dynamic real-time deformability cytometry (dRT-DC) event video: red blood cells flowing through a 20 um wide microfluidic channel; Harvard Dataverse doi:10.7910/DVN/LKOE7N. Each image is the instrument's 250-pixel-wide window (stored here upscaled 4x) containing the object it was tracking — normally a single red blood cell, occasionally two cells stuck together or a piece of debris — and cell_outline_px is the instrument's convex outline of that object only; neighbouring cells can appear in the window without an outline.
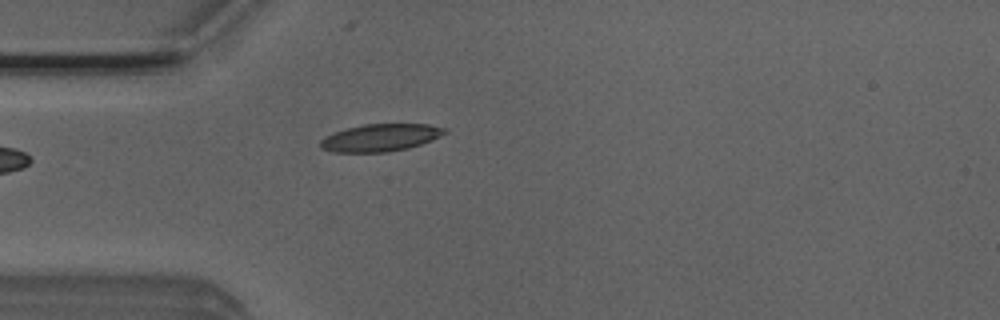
{"species": "Egyptian fruit bat (a non-hibernating species)", "species_latin": "Rousettus aegyptiacus", "temperature_condition": "room temperature", "stored_images_in_passage": 1, "camera_frame_rate_fps": 3000, "um_per_image_px": 0.085, "animal": {"sex": "male"}, "frame": {"image": 1, "passage_image": 1, "time_ms": 0.0, "image_size_px": [1000, 320], "cell_outline_px": [[448, 132], [432, 140], [408, 148], [388, 152], [332, 152], [320, 148], [320, 140], [336, 132], [348, 128], [364, 124], [428, 124], [448, 128]], "centroid_in_image_um": [32.38, 11.7], "position_along_channel_um": 52.6, "area_um2": 19.77}}